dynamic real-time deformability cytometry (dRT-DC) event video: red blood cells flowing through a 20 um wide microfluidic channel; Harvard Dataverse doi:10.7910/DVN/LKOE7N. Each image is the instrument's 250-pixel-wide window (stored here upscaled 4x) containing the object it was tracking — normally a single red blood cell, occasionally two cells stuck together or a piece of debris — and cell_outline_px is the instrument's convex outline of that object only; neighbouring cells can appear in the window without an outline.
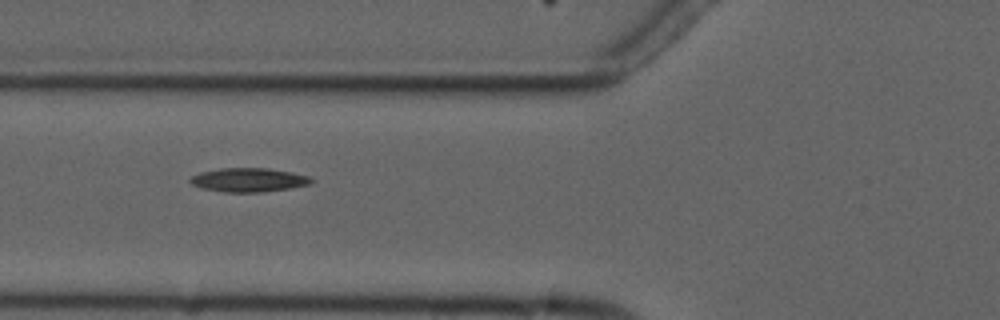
{"species": "common noctule bat (a hibernating species)", "species_latin": "Nyctalus noctula", "temperature_condition": "cold", "stored_images_in_passage": 5, "camera_frame_rate_fps": 3000, "um_per_image_px": 0.085, "animal": {"sex": "male", "forearm_length_mm": 52.5}, "frame": {"image": 1, "passage_image": 3, "time_ms": 2.333, "image_size_px": [1000, 320], "cell_outline_px": [[316, 180], [312, 184], [292, 188], [260, 192], [224, 192], [200, 188], [192, 184], [188, 180], [192, 176], [200, 172], [220, 168], [268, 168], [292, 172], [308, 176]], "centroid_in_image_um": [21.16, 15.29], "position_along_channel_um": 104.6, "area_um2": 17.05}}
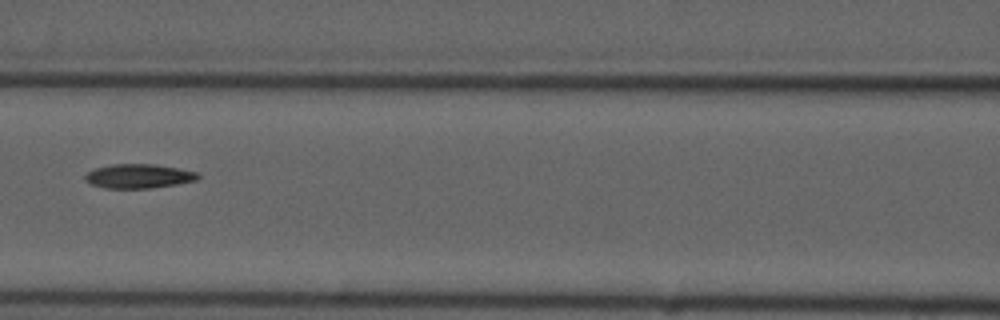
{"frame": {"image": 2, "passage_image": 4, "time_ms": 3.667, "image_size_px": [1000, 320], "cell_outline_px": [[200, 176], [196, 180], [176, 184], [148, 188], [104, 188], [92, 184], [84, 180], [84, 176], [88, 172], [96, 168], [112, 164], [156, 164], [196, 172]], "centroid_in_image_um": [11.75, 14.97], "position_along_channel_um": 154.8, "area_um2": 15.72}}
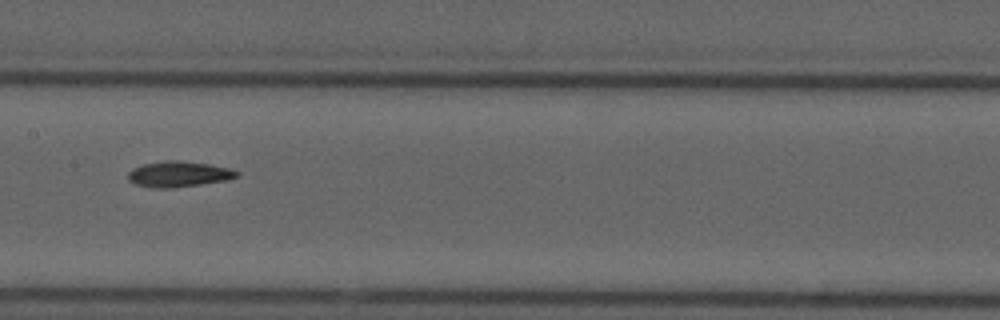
{"frame": {"image": 3, "passage_image": 5, "time_ms": 4.667, "image_size_px": [1000, 320], "cell_outline_px": [[240, 176], [228, 180], [172, 188], [152, 188], [136, 184], [128, 180], [128, 172], [132, 168], [144, 164], [164, 160], [176, 160], [208, 164], [228, 168], [240, 172]], "centroid_in_image_um": [15.18, 14.8], "position_along_channel_um": 192.2, "area_um2": 16.3}}